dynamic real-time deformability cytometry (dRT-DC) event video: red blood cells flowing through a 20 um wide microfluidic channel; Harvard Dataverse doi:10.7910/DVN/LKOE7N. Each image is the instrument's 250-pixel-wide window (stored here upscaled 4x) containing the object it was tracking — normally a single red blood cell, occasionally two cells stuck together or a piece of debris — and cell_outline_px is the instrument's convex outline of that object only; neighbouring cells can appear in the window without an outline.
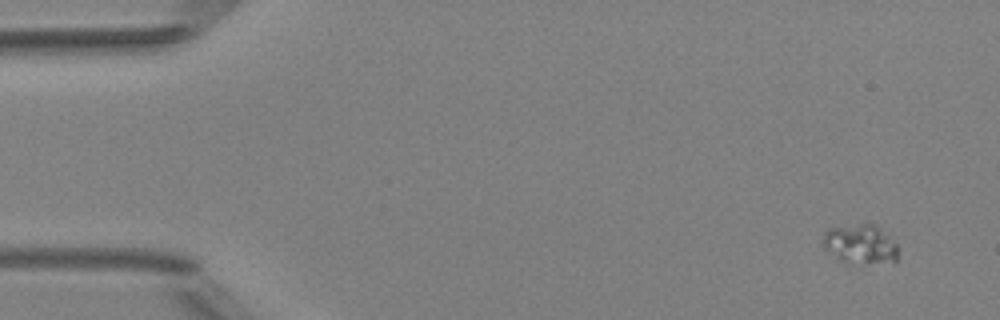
{"species": "Egyptian fruit bat (a non-hibernating species)", "species_latin": "Rousettus aegyptiacus", "temperature_condition": "room temperature", "stored_images_in_passage": 5, "camera_frame_rate_fps": 3000, "um_per_image_px": 0.085, "animal": {"sex": "female"}, "frame": {"image": 1, "passage_image": 1, "time_ms": 0.0, "image_size_px": [1000, 320], "cell_outline_px": [[896, 260], [848, 264], [844, 264], [828, 252], [824, 248], [820, 240], [824, 232], [828, 228], [860, 224], [876, 224], [896, 244]], "centroid_in_image_um": [73.02, 20.74], "position_along_channel_um": 12.0, "area_um2": 17.17}}
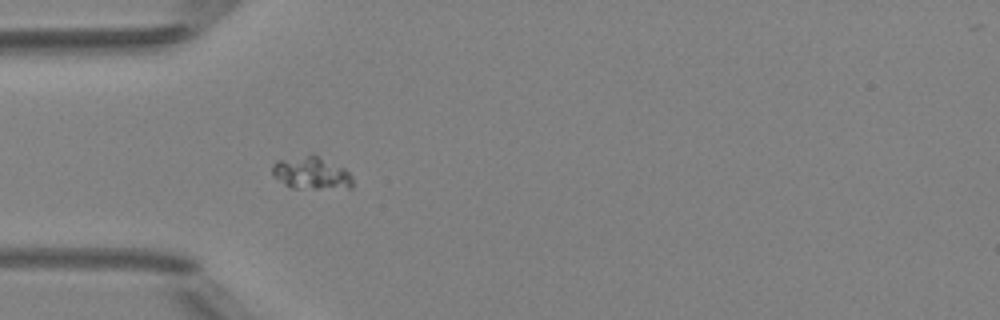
{"frame": {"image": 2, "passage_image": 5, "time_ms": 4.333, "image_size_px": [1000, 320], "cell_outline_px": [[352, 188], [292, 188], [284, 184], [272, 172], [272, 164], [276, 160], [312, 152], [344, 168], [352, 176]], "centroid_in_image_um": [26.45, 14.67], "position_along_channel_um": 58.5, "area_um2": 15.49}}